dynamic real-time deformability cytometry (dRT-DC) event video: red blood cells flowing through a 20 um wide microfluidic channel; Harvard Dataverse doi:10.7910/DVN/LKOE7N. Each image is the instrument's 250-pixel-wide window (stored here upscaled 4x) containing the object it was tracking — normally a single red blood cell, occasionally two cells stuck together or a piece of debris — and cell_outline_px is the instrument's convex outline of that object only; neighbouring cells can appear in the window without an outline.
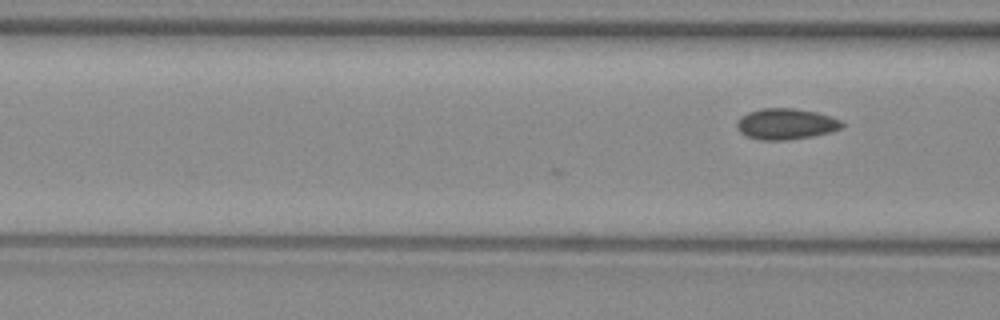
{"species": "common noctule bat (a hibernating species)", "species_latin": "Nyctalus noctula", "temperature_condition": "warm", "stored_images_in_passage": 4, "camera_frame_rate_fps": 3000, "um_per_image_px": 0.085, "animal": {"sex": "female", "body_mass_g": 29.2, "forearm_length_mm": 56.3}, "frame": {"image": 1, "passage_image": 4, "time_ms": 1.0, "image_size_px": [1000, 320], "cell_outline_px": [[844, 128], [832, 132], [812, 136], [788, 140], [760, 140], [748, 136], [740, 132], [736, 128], [736, 120], [740, 116], [748, 112], [760, 108], [796, 108], [816, 112], [840, 120], [844, 124]], "centroid_in_image_um": [66.79, 10.53], "position_along_channel_um": 99.8, "area_um2": 19.19}}